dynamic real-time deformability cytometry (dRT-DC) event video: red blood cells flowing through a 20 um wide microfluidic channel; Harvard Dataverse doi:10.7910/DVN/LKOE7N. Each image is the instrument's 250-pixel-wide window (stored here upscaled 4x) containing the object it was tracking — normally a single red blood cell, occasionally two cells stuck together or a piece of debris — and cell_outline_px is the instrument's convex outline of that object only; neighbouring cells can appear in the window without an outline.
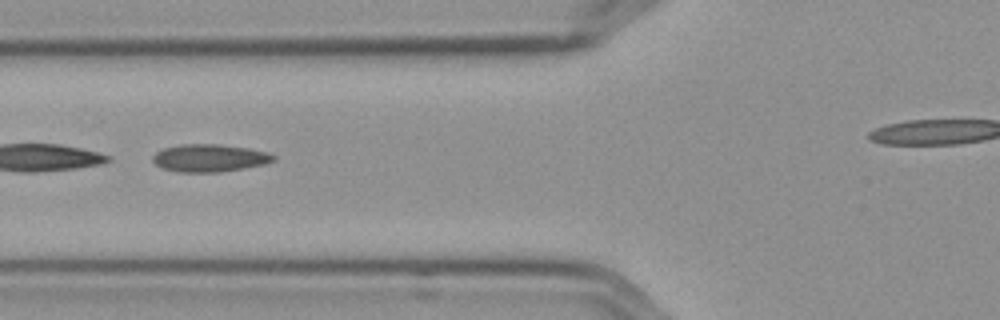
{"species": "Egyptian fruit bat (a non-hibernating species)", "species_latin": "Rousettus aegyptiacus", "temperature_condition": "cold", "stored_images_in_passage": 51, "segment_of_instrument_passage": [2, 2], "camera_frame_rate_fps": 3000, "um_per_image_px": 0.085, "frame": {"image": 1, "passage_image": 23, "time_ms": 7.333, "image_size_px": [1000, 320], "cell_outline_px": [[276, 160], [264, 164], [244, 168], [220, 172], [176, 172], [164, 168], [156, 164], [152, 160], [152, 156], [156, 152], [164, 148], [180, 144], [220, 144], [248, 148], [268, 152], [276, 156]], "centroid_in_image_um": [17.82, 13.43], "position_along_channel_um": 108.0, "area_um2": 19.48}}
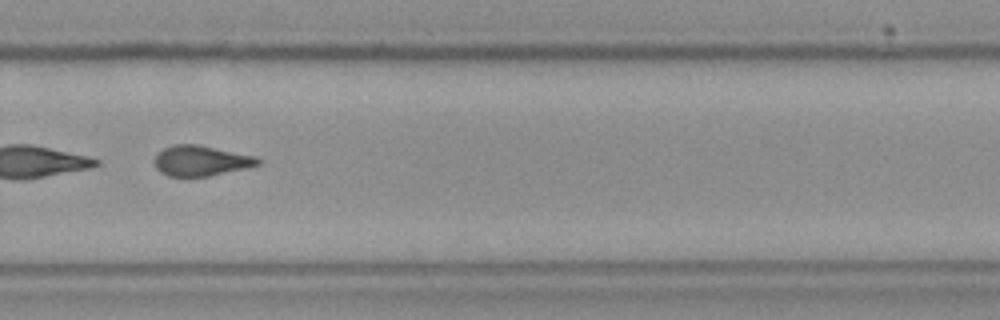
{"frame": {"image": 2, "passage_image": 40, "time_ms": 13.0, "image_size_px": [1000, 320], "cell_outline_px": [[260, 164], [248, 168], [208, 176], [168, 176], [160, 172], [156, 168], [156, 156], [164, 148], [176, 144], [196, 144], [256, 156], [260, 160]], "centroid_in_image_um": [17.11, 13.67], "position_along_channel_um": 312.7, "area_um2": 18.09}}